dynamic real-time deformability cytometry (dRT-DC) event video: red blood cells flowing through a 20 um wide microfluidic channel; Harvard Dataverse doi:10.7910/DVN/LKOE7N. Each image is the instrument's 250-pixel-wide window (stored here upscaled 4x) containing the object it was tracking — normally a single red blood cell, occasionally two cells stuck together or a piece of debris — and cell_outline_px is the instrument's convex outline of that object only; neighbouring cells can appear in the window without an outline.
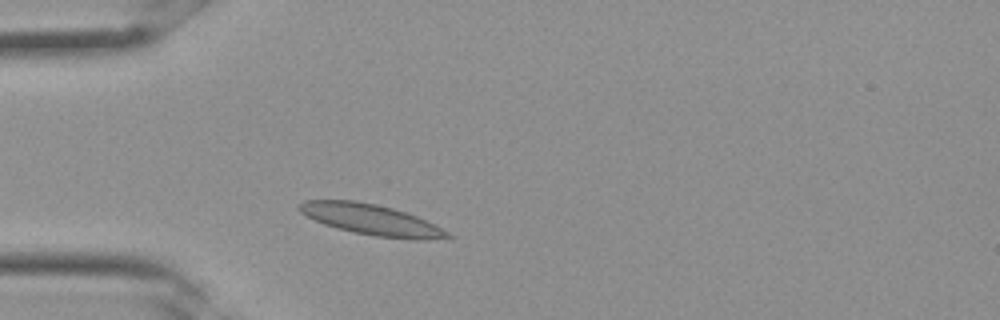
{"species": "Egyptian fruit bat (a non-hibernating species)", "species_latin": "Rousettus aegyptiacus", "temperature_condition": "room temperature", "stored_images_in_passage": 19, "camera_frame_rate_fps": 3000, "um_per_image_px": 0.085, "frame": {"image": 1, "passage_image": 4, "time_ms": 1.0, "image_size_px": [1000, 320], "cell_outline_px": [[456, 236], [428, 240], [412, 240], [376, 236], [336, 228], [324, 224], [300, 212], [296, 208], [296, 204], [304, 200], [356, 200], [376, 204], [392, 208], [416, 216]], "centroid_in_image_um": [31.53, 18.66], "position_along_channel_um": 53.5, "area_um2": 26.41}}
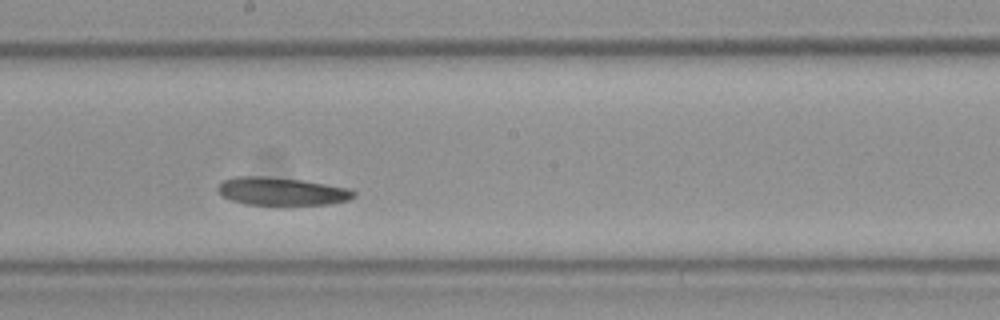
{"frame": {"image": 2, "passage_image": 13, "time_ms": 4.0, "image_size_px": [1000, 320], "cell_outline_px": [[356, 196], [348, 200], [328, 204], [276, 208], [244, 204], [232, 200], [224, 196], [216, 188], [224, 180], [236, 176], [268, 176], [300, 180], [348, 188], [356, 192]], "centroid_in_image_um": [23.94, 16.32], "position_along_channel_um": 224.3, "area_um2": 23.0}}
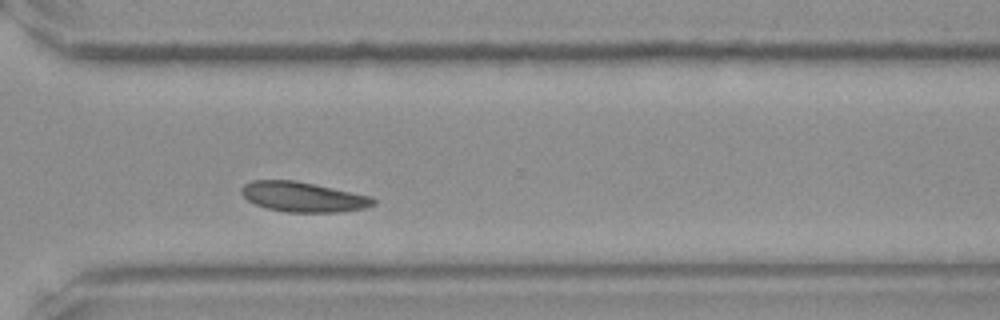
{"frame": {"image": 3, "passage_image": 19, "time_ms": 6.0, "image_size_px": [1000, 320], "cell_outline_px": [[376, 204], [364, 208], [340, 212], [288, 212], [268, 208], [256, 204], [248, 200], [240, 192], [240, 188], [244, 184], [252, 180], [296, 180], [372, 196], [376, 200]], "centroid_in_image_um": [25.78, 16.73], "position_along_channel_um": 344.8, "area_um2": 23.06}}